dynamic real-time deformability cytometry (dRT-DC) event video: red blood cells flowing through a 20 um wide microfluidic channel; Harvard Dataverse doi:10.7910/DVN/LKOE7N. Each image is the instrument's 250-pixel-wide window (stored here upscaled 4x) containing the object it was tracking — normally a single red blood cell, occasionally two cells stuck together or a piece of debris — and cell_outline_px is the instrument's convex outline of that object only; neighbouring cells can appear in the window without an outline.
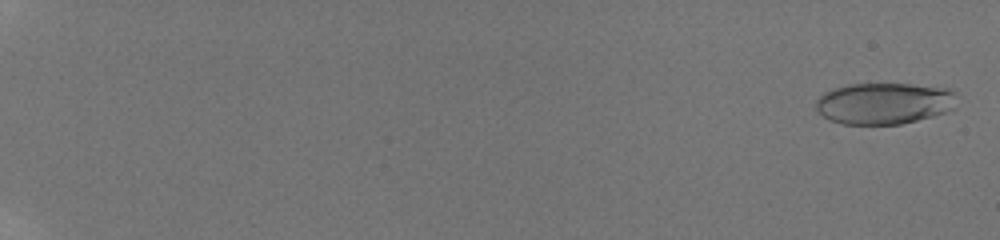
{"species": "human", "species_latin": "Homo sapiens", "temperature_condition": "room temperature", "stored_images_in_passage": 57, "camera_frame_rate_fps": 3000, "um_per_image_px": 0.085, "donor": {"sex": "male"}, "frame": {"image": 1, "passage_image": 2, "time_ms": 0.333, "image_size_px": [1000, 240], "cell_outline_px": [[956, 108], [932, 116], [900, 124], [844, 124], [828, 120], [816, 108], [816, 100], [824, 92], [832, 88], [848, 84], [912, 84], [948, 88], [956, 92]], "centroid_in_image_um": [75.16, 8.77], "position_along_channel_um": 9.8, "area_um2": 34.22}}
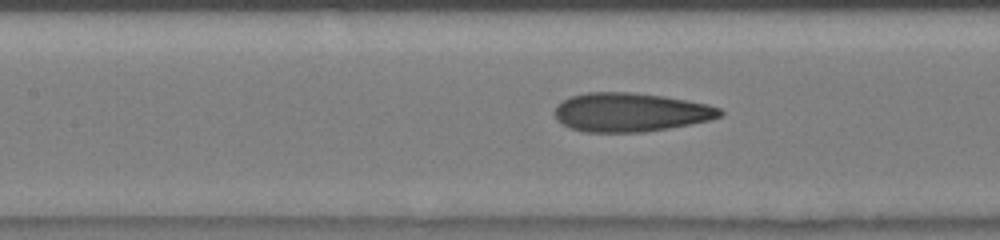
{"frame": {"image": 2, "passage_image": 31, "time_ms": 10.0, "image_size_px": [1000, 240], "cell_outline_px": [[724, 112], [720, 116], [708, 120], [668, 128], [644, 132], [584, 132], [572, 128], [556, 120], [556, 104], [572, 96], [588, 92], [632, 92], [664, 96], [708, 104], [720, 108]], "centroid_in_image_um": [53.59, 9.54], "position_along_channel_um": 153.8, "area_um2": 37.17}}
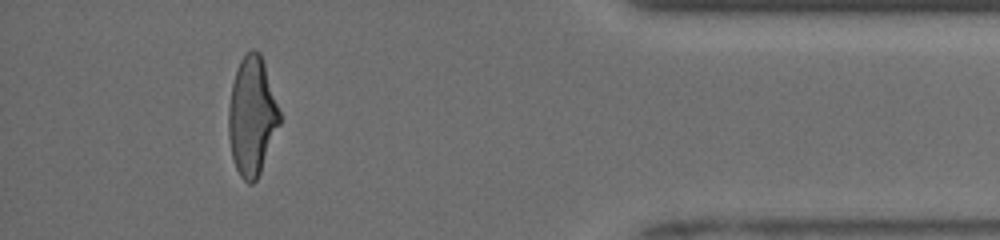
{"frame": {"image": 3, "passage_image": 53, "time_ms": 17.333, "image_size_px": [1000, 240], "cell_outline_px": [[280, 124], [260, 172], [256, 180], [252, 184], [248, 184], [240, 176], [236, 168], [232, 156], [228, 136], [228, 108], [232, 84], [240, 60], [252, 48], [256, 48], [260, 52], [280, 112]], "centroid_in_image_um": [21.4, 9.89], "position_along_channel_um": 413.8, "area_um2": 35.03}, "authors_computed_cell_mechanics": {"area_um2": 35.9516, "velocity_mm_per_s": 3.9972, "shape_relaxation_time_tau1_ms": 7.7072, "shape_relaxation_time_tau2_ms": 1.0443, "deformation_change_tau1": 0.2453, "deformation_change_tau2": 0.09}}